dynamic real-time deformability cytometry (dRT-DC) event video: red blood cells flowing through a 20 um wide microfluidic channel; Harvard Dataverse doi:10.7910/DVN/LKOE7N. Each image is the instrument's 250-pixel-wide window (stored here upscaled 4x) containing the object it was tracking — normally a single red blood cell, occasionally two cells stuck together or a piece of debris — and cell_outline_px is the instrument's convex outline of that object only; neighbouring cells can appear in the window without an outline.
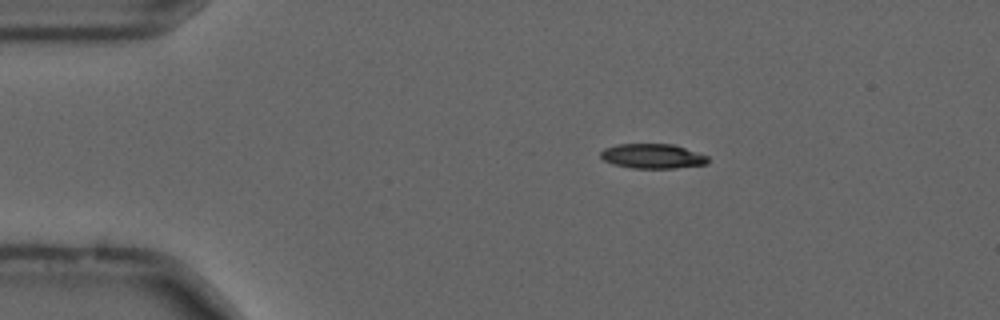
{"species": "common noctule bat (a hibernating species)", "species_latin": "Nyctalus noctula", "temperature_condition": "cold", "stored_images_in_passage": 31, "camera_frame_rate_fps": 3000, "um_per_image_px": 0.085, "animal": {"sex": "male", "forearm_length_mm": 52.5}, "frame": {"image": 1, "passage_image": 2, "time_ms": 0.333, "image_size_px": [1000, 320], "cell_outline_px": [[708, 164], [676, 168], [632, 168], [616, 164], [604, 160], [600, 156], [600, 152], [604, 148], [620, 144], [672, 144], [708, 156]], "centroid_in_image_um": [55.48, 13.27], "position_along_channel_um": 29.5, "area_um2": 15.26}}
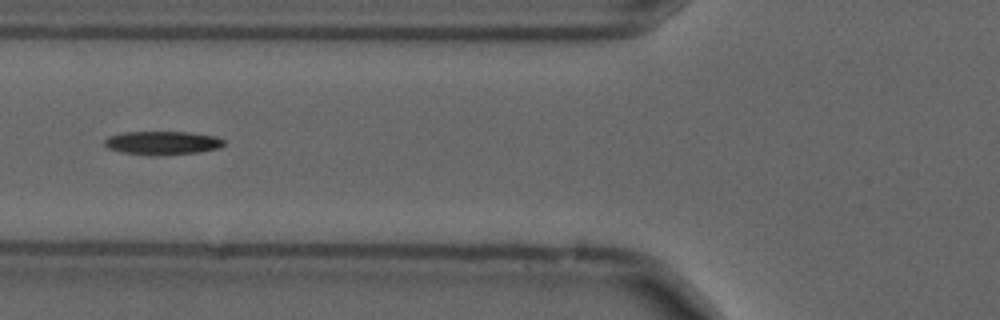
{"frame": {"image": 2, "passage_image": 13, "time_ms": 4.0, "image_size_px": [1000, 320], "cell_outline_px": [[224, 144], [220, 148], [196, 152], [156, 156], [124, 152], [108, 148], [104, 144], [104, 140], [108, 136], [124, 132], [188, 132], [216, 136], [224, 140]], "centroid_in_image_um": [13.81, 12.14], "position_along_channel_um": 112.0, "area_um2": 16.3}}
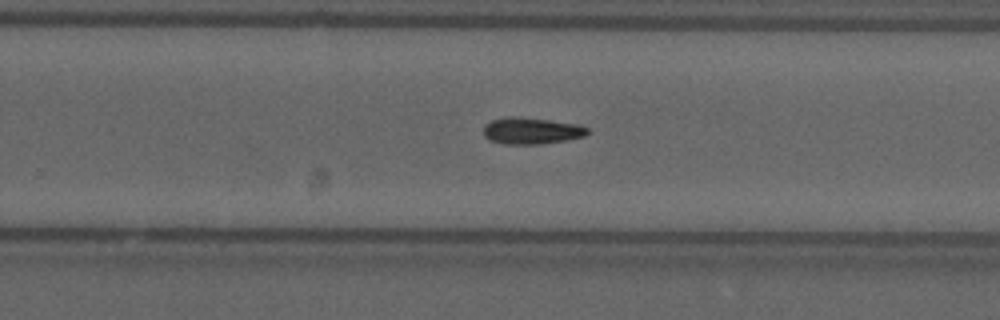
{"frame": {"image": 3, "passage_image": 27, "time_ms": 8.667, "image_size_px": [1000, 320], "cell_outline_px": [[588, 132], [584, 136], [568, 140], [540, 144], [504, 144], [488, 140], [484, 136], [484, 124], [492, 120], [508, 116], [516, 116], [580, 124], [588, 128]], "centroid_in_image_um": [45.15, 11.12], "position_along_channel_um": 284.6, "area_um2": 16.24}}